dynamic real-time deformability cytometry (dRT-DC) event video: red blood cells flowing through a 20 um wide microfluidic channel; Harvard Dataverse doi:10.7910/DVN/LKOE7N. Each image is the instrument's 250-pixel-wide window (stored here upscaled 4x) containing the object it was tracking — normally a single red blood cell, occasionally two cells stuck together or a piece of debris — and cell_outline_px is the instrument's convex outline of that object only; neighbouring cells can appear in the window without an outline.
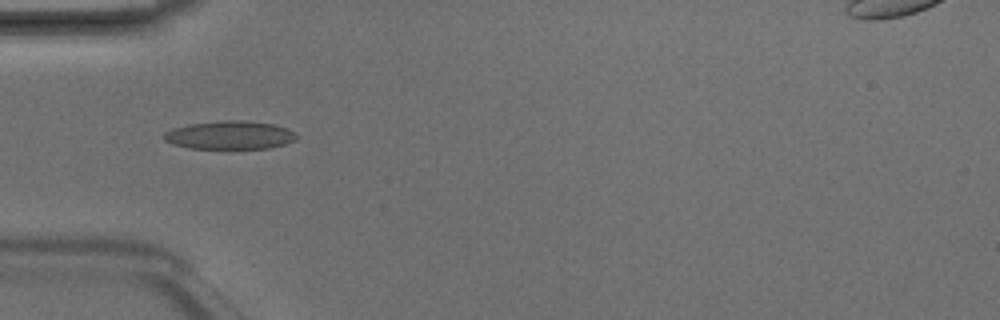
{"species": "Egyptian fruit bat (a non-hibernating species)", "species_latin": "Rousettus aegyptiacus", "temperature_condition": "room temperature", "stored_images_in_passage": 5, "camera_frame_rate_fps": 3000, "um_per_image_px": 0.085, "animal": {"sex": "male"}, "frame": {"image": 1, "passage_image": 4, "time_ms": 1.0, "image_size_px": [1000, 320], "cell_outline_px": [[296, 140], [284, 144], [268, 148], [188, 148], [172, 144], [164, 140], [164, 132], [172, 128], [188, 124], [228, 120], [244, 120], [272, 124], [284, 128], [292, 132], [296, 136]], "centroid_in_image_um": [19.47, 11.48], "position_along_channel_um": 65.5, "area_um2": 21.62}}